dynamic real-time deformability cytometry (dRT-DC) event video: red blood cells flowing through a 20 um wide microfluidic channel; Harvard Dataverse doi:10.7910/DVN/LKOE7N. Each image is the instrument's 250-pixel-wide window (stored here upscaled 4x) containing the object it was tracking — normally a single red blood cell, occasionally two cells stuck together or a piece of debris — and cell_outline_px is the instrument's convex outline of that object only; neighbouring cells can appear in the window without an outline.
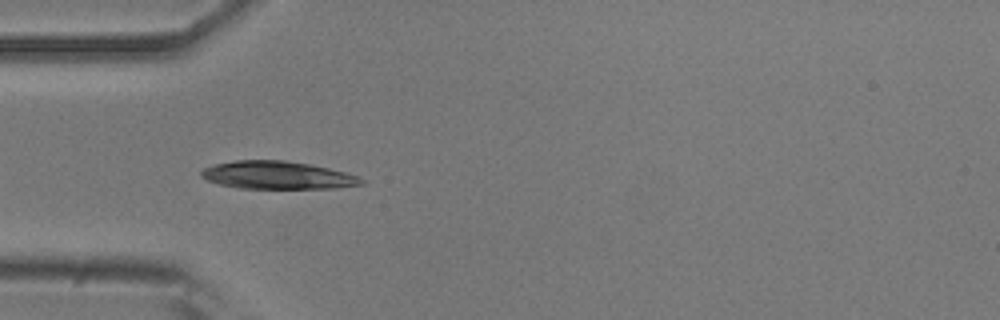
{"species": "common noctule bat (a hibernating species)", "species_latin": "Nyctalus noctula", "temperature_condition": "room temperature", "stored_images_in_passage": 18, "camera_frame_rate_fps": 3000, "um_per_image_px": 0.085, "animal": {"sex": "male", "body_mass_g": 20.5, "forearm_length_mm": 52.5}, "frame": {"image": 1, "passage_image": 3, "time_ms": 0.667, "image_size_px": [1000, 320], "cell_outline_px": [[368, 180], [364, 184], [336, 188], [240, 188], [220, 184], [208, 180], [200, 176], [200, 172], [204, 168], [216, 164], [236, 160], [284, 160], [308, 164], [328, 168], [344, 172]], "centroid_in_image_um": [23.61, 14.89], "position_along_channel_um": 61.4, "area_um2": 25.78}}
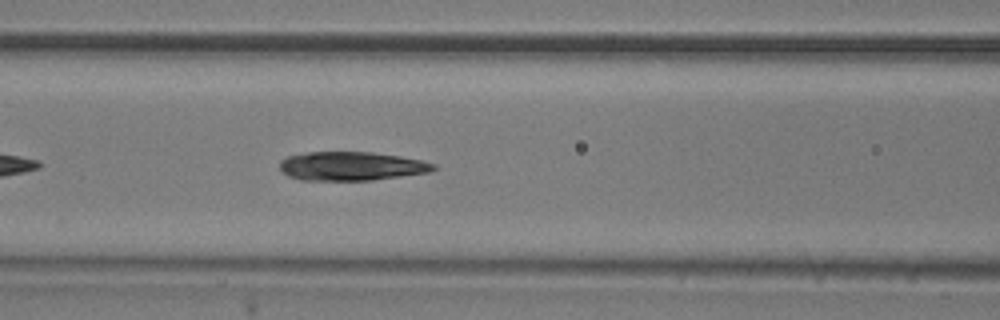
{"frame": {"image": 2, "passage_image": 9, "time_ms": 2.667, "image_size_px": [1000, 320], "cell_outline_px": [[436, 168], [428, 172], [372, 180], [300, 180], [288, 176], [280, 168], [280, 160], [288, 156], [308, 152], [372, 152], [400, 156], [420, 160], [436, 164]], "centroid_in_image_um": [29.84, 14.12], "position_along_channel_um": 136.8, "area_um2": 25.66}}
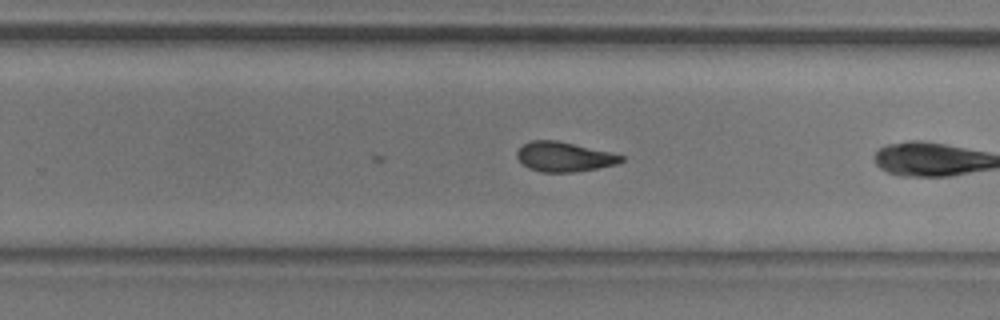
{"frame": {"image": 3, "passage_image": 18, "time_ms": 5.667, "image_size_px": [1000, 320], "cell_outline_px": [[624, 160], [616, 164], [596, 168], [572, 172], [540, 172], [528, 168], [516, 156], [516, 152], [524, 144], [532, 140], [556, 140], [608, 152], [624, 156]], "centroid_in_image_um": [47.91, 13.33], "position_along_channel_um": 281.9, "area_um2": 17.69}}